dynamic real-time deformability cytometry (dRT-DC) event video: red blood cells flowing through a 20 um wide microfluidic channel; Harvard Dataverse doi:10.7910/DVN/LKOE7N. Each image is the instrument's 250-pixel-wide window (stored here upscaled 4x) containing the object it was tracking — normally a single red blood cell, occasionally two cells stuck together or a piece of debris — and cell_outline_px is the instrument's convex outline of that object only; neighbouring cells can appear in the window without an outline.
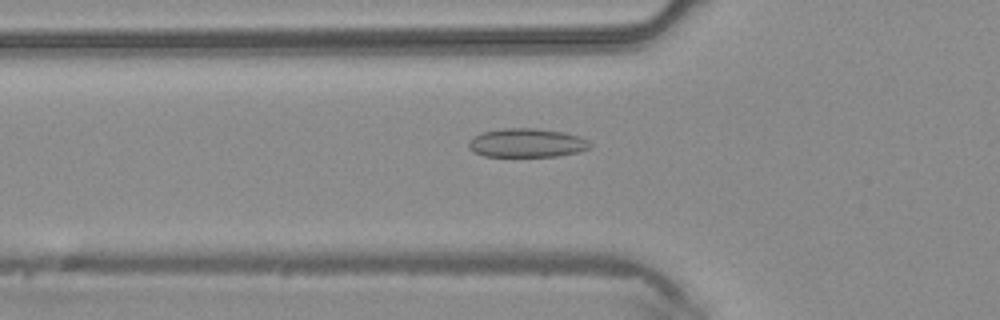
{"species": "common noctule bat (a hibernating species)", "species_latin": "Nyctalus noctula", "temperature_condition": "warm", "stored_images_in_passage": 39, "camera_frame_rate_fps": 3000, "um_per_image_px": 0.085, "animal": {"sex": "male", "body_mass_g": 20.4}, "frame": {"image": 1, "passage_image": 9, "time_ms": 2.667, "image_size_px": [1000, 320], "cell_outline_px": [[592, 144], [588, 148], [580, 152], [556, 156], [484, 156], [472, 152], [468, 148], [468, 140], [484, 132], [504, 128], [536, 128], [564, 132], [580, 136], [588, 140]], "centroid_in_image_um": [44.78, 12.15], "position_along_channel_um": 81.0, "area_um2": 20.46}}
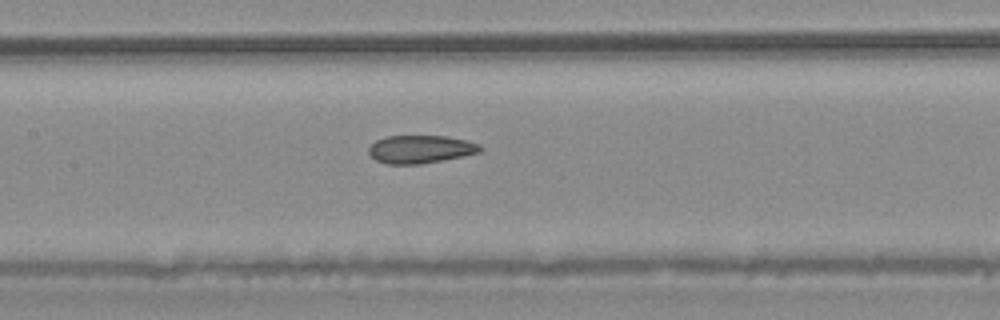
{"frame": {"image": 2, "passage_image": 15, "time_ms": 4.667, "image_size_px": [1000, 320], "cell_outline_px": [[484, 148], [480, 152], [444, 160], [420, 164], [388, 164], [376, 160], [368, 152], [368, 148], [376, 140], [384, 136], [444, 136], [468, 140], [480, 144]], "centroid_in_image_um": [35.76, 12.68], "position_along_channel_um": 171.6, "area_um2": 18.26}}
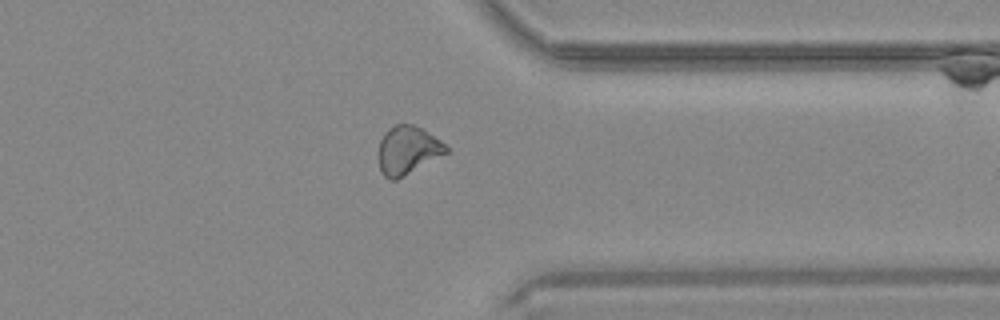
{"frame": {"image": 3, "passage_image": 29, "time_ms": 9.333, "image_size_px": [1000, 320], "cell_outline_px": [[448, 152], [396, 180], [388, 180], [380, 172], [376, 156], [376, 152], [380, 140], [384, 132], [388, 128], [396, 124], [412, 124], [420, 128], [440, 140], [448, 148]], "centroid_in_image_um": [34.56, 12.78], "position_along_channel_um": 376.8, "area_um2": 19.19}}